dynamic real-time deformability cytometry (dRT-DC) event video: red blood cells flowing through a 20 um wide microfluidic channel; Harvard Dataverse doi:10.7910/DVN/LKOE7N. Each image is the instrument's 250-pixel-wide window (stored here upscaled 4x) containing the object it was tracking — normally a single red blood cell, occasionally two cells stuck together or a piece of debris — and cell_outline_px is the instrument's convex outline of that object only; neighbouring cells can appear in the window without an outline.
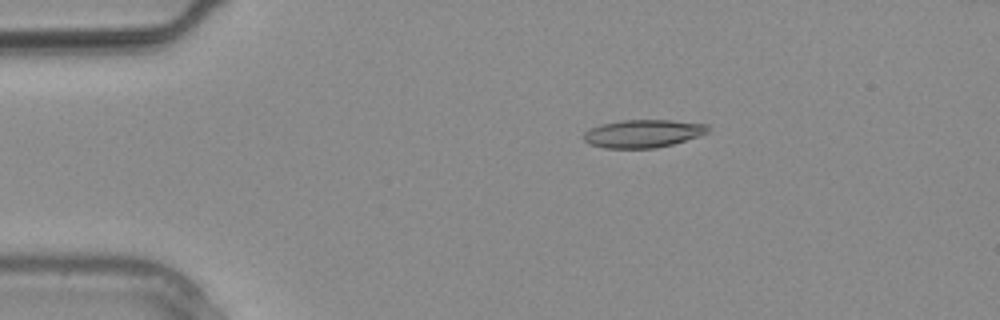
{"species": "common noctule bat (a hibernating species)", "species_latin": "Nyctalus noctula", "temperature_condition": "warm", "stored_images_in_passage": 4, "camera_frame_rate_fps": 3000, "um_per_image_px": 0.085, "animal": {"sex": "male", "body_mass_g": 20.4}, "frame": {"image": 1, "passage_image": 2, "time_ms": 0.333, "image_size_px": [1000, 320], "cell_outline_px": [[708, 132], [672, 144], [656, 148], [604, 148], [588, 144], [584, 140], [584, 132], [588, 128], [604, 124], [624, 120], [672, 120], [708, 124]], "centroid_in_image_um": [54.62, 11.35], "position_along_channel_um": 30.4, "area_um2": 20.06}}